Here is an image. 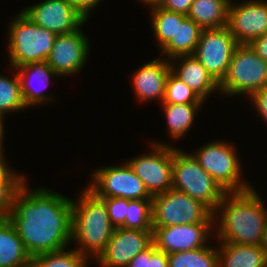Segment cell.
I'll return each instance as SVG.
<instances>
[{
	"instance_id": "13",
	"label": "cell",
	"mask_w": 267,
	"mask_h": 267,
	"mask_svg": "<svg viewBox=\"0 0 267 267\" xmlns=\"http://www.w3.org/2000/svg\"><path fill=\"white\" fill-rule=\"evenodd\" d=\"M21 11L33 23L56 35L75 32L87 22L67 0H43Z\"/></svg>"
},
{
	"instance_id": "31",
	"label": "cell",
	"mask_w": 267,
	"mask_h": 267,
	"mask_svg": "<svg viewBox=\"0 0 267 267\" xmlns=\"http://www.w3.org/2000/svg\"><path fill=\"white\" fill-rule=\"evenodd\" d=\"M25 181V176L14 170L0 178V218H8L14 197Z\"/></svg>"
},
{
	"instance_id": "9",
	"label": "cell",
	"mask_w": 267,
	"mask_h": 267,
	"mask_svg": "<svg viewBox=\"0 0 267 267\" xmlns=\"http://www.w3.org/2000/svg\"><path fill=\"white\" fill-rule=\"evenodd\" d=\"M86 187L98 198L152 199L143 181L127 162L121 166H106L94 171Z\"/></svg>"
},
{
	"instance_id": "21",
	"label": "cell",
	"mask_w": 267,
	"mask_h": 267,
	"mask_svg": "<svg viewBox=\"0 0 267 267\" xmlns=\"http://www.w3.org/2000/svg\"><path fill=\"white\" fill-rule=\"evenodd\" d=\"M31 261L14 225L8 218H0V267H31Z\"/></svg>"
},
{
	"instance_id": "18",
	"label": "cell",
	"mask_w": 267,
	"mask_h": 267,
	"mask_svg": "<svg viewBox=\"0 0 267 267\" xmlns=\"http://www.w3.org/2000/svg\"><path fill=\"white\" fill-rule=\"evenodd\" d=\"M176 60L179 65L175 63ZM170 64L172 72L203 100H207L211 93H220L219 83L194 55L173 58Z\"/></svg>"
},
{
	"instance_id": "35",
	"label": "cell",
	"mask_w": 267,
	"mask_h": 267,
	"mask_svg": "<svg viewBox=\"0 0 267 267\" xmlns=\"http://www.w3.org/2000/svg\"><path fill=\"white\" fill-rule=\"evenodd\" d=\"M192 3L193 0H165L161 7L169 11L187 15Z\"/></svg>"
},
{
	"instance_id": "3",
	"label": "cell",
	"mask_w": 267,
	"mask_h": 267,
	"mask_svg": "<svg viewBox=\"0 0 267 267\" xmlns=\"http://www.w3.org/2000/svg\"><path fill=\"white\" fill-rule=\"evenodd\" d=\"M72 199L71 241H76L79 253L89 258H98L105 250L116 227L111 223L104 201L86 187Z\"/></svg>"
},
{
	"instance_id": "36",
	"label": "cell",
	"mask_w": 267,
	"mask_h": 267,
	"mask_svg": "<svg viewBox=\"0 0 267 267\" xmlns=\"http://www.w3.org/2000/svg\"><path fill=\"white\" fill-rule=\"evenodd\" d=\"M88 21L89 14L101 0H67Z\"/></svg>"
},
{
	"instance_id": "6",
	"label": "cell",
	"mask_w": 267,
	"mask_h": 267,
	"mask_svg": "<svg viewBox=\"0 0 267 267\" xmlns=\"http://www.w3.org/2000/svg\"><path fill=\"white\" fill-rule=\"evenodd\" d=\"M219 86L220 93L226 96L246 94L250 98L256 91L267 87V61L249 44H239Z\"/></svg>"
},
{
	"instance_id": "19",
	"label": "cell",
	"mask_w": 267,
	"mask_h": 267,
	"mask_svg": "<svg viewBox=\"0 0 267 267\" xmlns=\"http://www.w3.org/2000/svg\"><path fill=\"white\" fill-rule=\"evenodd\" d=\"M14 70L18 73L22 97L27 108L52 101L50 95L43 93L42 86L43 88L46 87L48 84L45 85V83H49L50 78L53 76L57 77L58 75L46 61L28 63L20 67H15ZM33 80L39 83L38 87L40 86V88H35L36 86L34 87V85L32 86Z\"/></svg>"
},
{
	"instance_id": "30",
	"label": "cell",
	"mask_w": 267,
	"mask_h": 267,
	"mask_svg": "<svg viewBox=\"0 0 267 267\" xmlns=\"http://www.w3.org/2000/svg\"><path fill=\"white\" fill-rule=\"evenodd\" d=\"M204 100L183 83L172 71L165 89L163 102L160 104H204Z\"/></svg>"
},
{
	"instance_id": "10",
	"label": "cell",
	"mask_w": 267,
	"mask_h": 267,
	"mask_svg": "<svg viewBox=\"0 0 267 267\" xmlns=\"http://www.w3.org/2000/svg\"><path fill=\"white\" fill-rule=\"evenodd\" d=\"M149 154L127 160L134 173L154 196L172 188L174 147L164 142H150Z\"/></svg>"
},
{
	"instance_id": "29",
	"label": "cell",
	"mask_w": 267,
	"mask_h": 267,
	"mask_svg": "<svg viewBox=\"0 0 267 267\" xmlns=\"http://www.w3.org/2000/svg\"><path fill=\"white\" fill-rule=\"evenodd\" d=\"M121 227L133 230H153L152 199L128 200L127 214Z\"/></svg>"
},
{
	"instance_id": "40",
	"label": "cell",
	"mask_w": 267,
	"mask_h": 267,
	"mask_svg": "<svg viewBox=\"0 0 267 267\" xmlns=\"http://www.w3.org/2000/svg\"><path fill=\"white\" fill-rule=\"evenodd\" d=\"M4 118H6L5 116H3V115H1L0 114V152H3L4 151V145H3V143H4V139L3 138H5L4 137V125H3V123H4ZM3 147V148H2Z\"/></svg>"
},
{
	"instance_id": "14",
	"label": "cell",
	"mask_w": 267,
	"mask_h": 267,
	"mask_svg": "<svg viewBox=\"0 0 267 267\" xmlns=\"http://www.w3.org/2000/svg\"><path fill=\"white\" fill-rule=\"evenodd\" d=\"M227 27L238 44H250L267 33V0H248L237 3L231 0Z\"/></svg>"
},
{
	"instance_id": "2",
	"label": "cell",
	"mask_w": 267,
	"mask_h": 267,
	"mask_svg": "<svg viewBox=\"0 0 267 267\" xmlns=\"http://www.w3.org/2000/svg\"><path fill=\"white\" fill-rule=\"evenodd\" d=\"M214 218L218 242L261 245L267 227V207L254 187L244 192L226 193Z\"/></svg>"
},
{
	"instance_id": "15",
	"label": "cell",
	"mask_w": 267,
	"mask_h": 267,
	"mask_svg": "<svg viewBox=\"0 0 267 267\" xmlns=\"http://www.w3.org/2000/svg\"><path fill=\"white\" fill-rule=\"evenodd\" d=\"M90 43L81 28L57 35L46 62L58 77L71 76L81 71L87 62Z\"/></svg>"
},
{
	"instance_id": "1",
	"label": "cell",
	"mask_w": 267,
	"mask_h": 267,
	"mask_svg": "<svg viewBox=\"0 0 267 267\" xmlns=\"http://www.w3.org/2000/svg\"><path fill=\"white\" fill-rule=\"evenodd\" d=\"M25 181L8 219L31 257L63 250L71 244L72 199L45 187L28 189Z\"/></svg>"
},
{
	"instance_id": "22",
	"label": "cell",
	"mask_w": 267,
	"mask_h": 267,
	"mask_svg": "<svg viewBox=\"0 0 267 267\" xmlns=\"http://www.w3.org/2000/svg\"><path fill=\"white\" fill-rule=\"evenodd\" d=\"M218 243V267H267L266 254L261 246Z\"/></svg>"
},
{
	"instance_id": "34",
	"label": "cell",
	"mask_w": 267,
	"mask_h": 267,
	"mask_svg": "<svg viewBox=\"0 0 267 267\" xmlns=\"http://www.w3.org/2000/svg\"><path fill=\"white\" fill-rule=\"evenodd\" d=\"M148 267H168V254L157 250L154 243L148 247Z\"/></svg>"
},
{
	"instance_id": "12",
	"label": "cell",
	"mask_w": 267,
	"mask_h": 267,
	"mask_svg": "<svg viewBox=\"0 0 267 267\" xmlns=\"http://www.w3.org/2000/svg\"><path fill=\"white\" fill-rule=\"evenodd\" d=\"M214 220L213 214L205 223L153 227V243L166 254L206 247L211 230L215 229Z\"/></svg>"
},
{
	"instance_id": "24",
	"label": "cell",
	"mask_w": 267,
	"mask_h": 267,
	"mask_svg": "<svg viewBox=\"0 0 267 267\" xmlns=\"http://www.w3.org/2000/svg\"><path fill=\"white\" fill-rule=\"evenodd\" d=\"M166 117L168 133L172 139L184 137L195 121L203 104H161Z\"/></svg>"
},
{
	"instance_id": "28",
	"label": "cell",
	"mask_w": 267,
	"mask_h": 267,
	"mask_svg": "<svg viewBox=\"0 0 267 267\" xmlns=\"http://www.w3.org/2000/svg\"><path fill=\"white\" fill-rule=\"evenodd\" d=\"M151 25L157 44L162 49L175 36L177 30V13L163 9L161 6L149 8Z\"/></svg>"
},
{
	"instance_id": "25",
	"label": "cell",
	"mask_w": 267,
	"mask_h": 267,
	"mask_svg": "<svg viewBox=\"0 0 267 267\" xmlns=\"http://www.w3.org/2000/svg\"><path fill=\"white\" fill-rule=\"evenodd\" d=\"M168 267H218V249L206 246L168 254Z\"/></svg>"
},
{
	"instance_id": "32",
	"label": "cell",
	"mask_w": 267,
	"mask_h": 267,
	"mask_svg": "<svg viewBox=\"0 0 267 267\" xmlns=\"http://www.w3.org/2000/svg\"><path fill=\"white\" fill-rule=\"evenodd\" d=\"M104 201L111 223L119 228L123 225L128 208V199L125 198H100Z\"/></svg>"
},
{
	"instance_id": "4",
	"label": "cell",
	"mask_w": 267,
	"mask_h": 267,
	"mask_svg": "<svg viewBox=\"0 0 267 267\" xmlns=\"http://www.w3.org/2000/svg\"><path fill=\"white\" fill-rule=\"evenodd\" d=\"M9 27L7 50L12 69L28 63L46 61L56 34L33 23L22 11Z\"/></svg>"
},
{
	"instance_id": "37",
	"label": "cell",
	"mask_w": 267,
	"mask_h": 267,
	"mask_svg": "<svg viewBox=\"0 0 267 267\" xmlns=\"http://www.w3.org/2000/svg\"><path fill=\"white\" fill-rule=\"evenodd\" d=\"M249 45L259 57L267 61V33L257 37Z\"/></svg>"
},
{
	"instance_id": "38",
	"label": "cell",
	"mask_w": 267,
	"mask_h": 267,
	"mask_svg": "<svg viewBox=\"0 0 267 267\" xmlns=\"http://www.w3.org/2000/svg\"><path fill=\"white\" fill-rule=\"evenodd\" d=\"M126 267H148V248L137 254Z\"/></svg>"
},
{
	"instance_id": "17",
	"label": "cell",
	"mask_w": 267,
	"mask_h": 267,
	"mask_svg": "<svg viewBox=\"0 0 267 267\" xmlns=\"http://www.w3.org/2000/svg\"><path fill=\"white\" fill-rule=\"evenodd\" d=\"M170 61L166 58H155L143 64L132 76V86L135 98L140 101H152L158 99L163 102L166 83L171 72Z\"/></svg>"
},
{
	"instance_id": "42",
	"label": "cell",
	"mask_w": 267,
	"mask_h": 267,
	"mask_svg": "<svg viewBox=\"0 0 267 267\" xmlns=\"http://www.w3.org/2000/svg\"><path fill=\"white\" fill-rule=\"evenodd\" d=\"M262 247V249L264 250L265 254H266V258H267V227L265 229L263 238H262V243L260 245Z\"/></svg>"
},
{
	"instance_id": "23",
	"label": "cell",
	"mask_w": 267,
	"mask_h": 267,
	"mask_svg": "<svg viewBox=\"0 0 267 267\" xmlns=\"http://www.w3.org/2000/svg\"><path fill=\"white\" fill-rule=\"evenodd\" d=\"M230 2L231 0H193L187 17L202 29L226 27Z\"/></svg>"
},
{
	"instance_id": "7",
	"label": "cell",
	"mask_w": 267,
	"mask_h": 267,
	"mask_svg": "<svg viewBox=\"0 0 267 267\" xmlns=\"http://www.w3.org/2000/svg\"><path fill=\"white\" fill-rule=\"evenodd\" d=\"M196 152L192 155L199 165L227 193L244 192L253 188L241 177L243 173L241 160L237 157L233 144L226 143L224 140L211 141Z\"/></svg>"
},
{
	"instance_id": "41",
	"label": "cell",
	"mask_w": 267,
	"mask_h": 267,
	"mask_svg": "<svg viewBox=\"0 0 267 267\" xmlns=\"http://www.w3.org/2000/svg\"><path fill=\"white\" fill-rule=\"evenodd\" d=\"M164 1L165 0H140V2L147 5L150 8L156 7V6H161Z\"/></svg>"
},
{
	"instance_id": "39",
	"label": "cell",
	"mask_w": 267,
	"mask_h": 267,
	"mask_svg": "<svg viewBox=\"0 0 267 267\" xmlns=\"http://www.w3.org/2000/svg\"><path fill=\"white\" fill-rule=\"evenodd\" d=\"M4 154V152H0V178H4L11 171Z\"/></svg>"
},
{
	"instance_id": "8",
	"label": "cell",
	"mask_w": 267,
	"mask_h": 267,
	"mask_svg": "<svg viewBox=\"0 0 267 267\" xmlns=\"http://www.w3.org/2000/svg\"><path fill=\"white\" fill-rule=\"evenodd\" d=\"M213 214L202 202L174 188L152 197L153 227L205 223Z\"/></svg>"
},
{
	"instance_id": "20",
	"label": "cell",
	"mask_w": 267,
	"mask_h": 267,
	"mask_svg": "<svg viewBox=\"0 0 267 267\" xmlns=\"http://www.w3.org/2000/svg\"><path fill=\"white\" fill-rule=\"evenodd\" d=\"M203 29L187 15L177 13L175 36L160 50L167 60L180 56L193 55Z\"/></svg>"
},
{
	"instance_id": "11",
	"label": "cell",
	"mask_w": 267,
	"mask_h": 267,
	"mask_svg": "<svg viewBox=\"0 0 267 267\" xmlns=\"http://www.w3.org/2000/svg\"><path fill=\"white\" fill-rule=\"evenodd\" d=\"M238 42L228 27L203 29L194 56L220 83L228 70Z\"/></svg>"
},
{
	"instance_id": "16",
	"label": "cell",
	"mask_w": 267,
	"mask_h": 267,
	"mask_svg": "<svg viewBox=\"0 0 267 267\" xmlns=\"http://www.w3.org/2000/svg\"><path fill=\"white\" fill-rule=\"evenodd\" d=\"M153 243V230L116 228L105 250L98 256L100 267H126Z\"/></svg>"
},
{
	"instance_id": "27",
	"label": "cell",
	"mask_w": 267,
	"mask_h": 267,
	"mask_svg": "<svg viewBox=\"0 0 267 267\" xmlns=\"http://www.w3.org/2000/svg\"><path fill=\"white\" fill-rule=\"evenodd\" d=\"M13 78L0 74V114L27 109L21 93V83L18 73Z\"/></svg>"
},
{
	"instance_id": "26",
	"label": "cell",
	"mask_w": 267,
	"mask_h": 267,
	"mask_svg": "<svg viewBox=\"0 0 267 267\" xmlns=\"http://www.w3.org/2000/svg\"><path fill=\"white\" fill-rule=\"evenodd\" d=\"M67 250V251H66ZM91 258L76 249L67 248L56 252L42 253L32 257L31 267H87Z\"/></svg>"
},
{
	"instance_id": "5",
	"label": "cell",
	"mask_w": 267,
	"mask_h": 267,
	"mask_svg": "<svg viewBox=\"0 0 267 267\" xmlns=\"http://www.w3.org/2000/svg\"><path fill=\"white\" fill-rule=\"evenodd\" d=\"M172 188L206 205L213 213L227 193L192 154L174 147Z\"/></svg>"
},
{
	"instance_id": "33",
	"label": "cell",
	"mask_w": 267,
	"mask_h": 267,
	"mask_svg": "<svg viewBox=\"0 0 267 267\" xmlns=\"http://www.w3.org/2000/svg\"><path fill=\"white\" fill-rule=\"evenodd\" d=\"M249 99L253 102L254 108L259 113L261 119L267 123V87L256 91Z\"/></svg>"
}]
</instances>
